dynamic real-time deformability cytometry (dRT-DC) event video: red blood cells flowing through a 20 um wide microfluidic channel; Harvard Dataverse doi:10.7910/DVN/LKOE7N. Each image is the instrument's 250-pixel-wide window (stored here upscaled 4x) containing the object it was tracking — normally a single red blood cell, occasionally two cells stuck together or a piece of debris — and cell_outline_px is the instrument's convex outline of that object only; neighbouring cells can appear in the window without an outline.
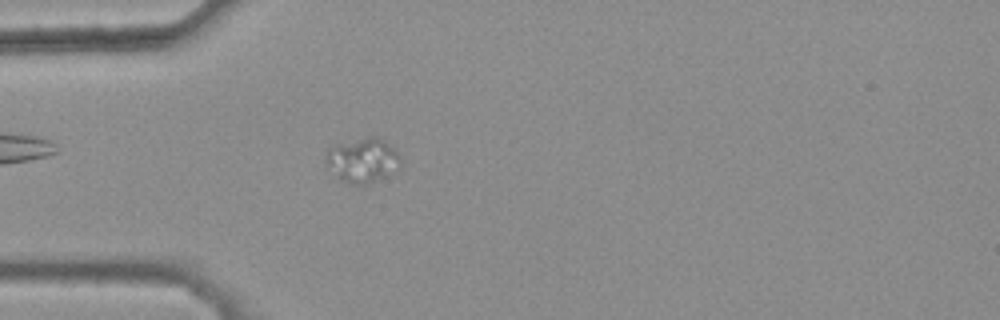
{"species": "common noctule bat (a hibernating species)", "species_latin": "Nyctalus noctula", "temperature_condition": "warm", "stored_images_in_passage": 46, "camera_frame_rate_fps": 3000, "um_per_image_px": 0.085, "animal": {"sex": "female", "body_mass_g": 25.1}, "frame": {"image": 1, "passage_image": 15, "time_ms": 4.667, "image_size_px": [1000, 320], "cell_outline_px": [[400, 168], [384, 176], [364, 184], [352, 184], [336, 176], [324, 164], [324, 156], [328, 148], [336, 144], [368, 136], [380, 136], [396, 152], [400, 160]], "centroid_in_image_um": [30.76, 13.58], "position_along_channel_um": 54.2, "area_um2": 19.25}}
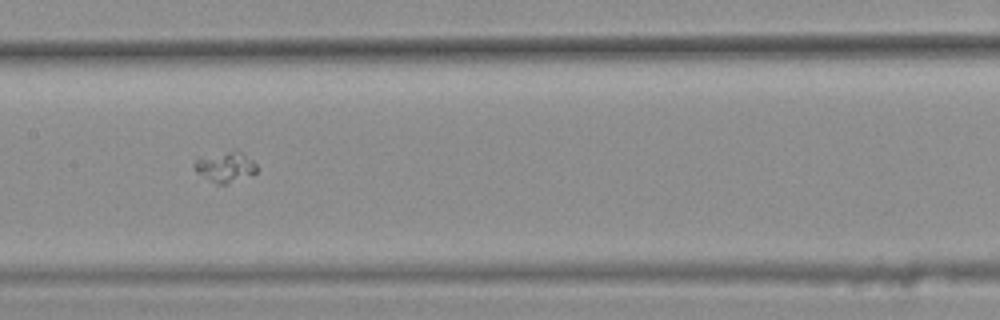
{"frame": {"image": 2, "passage_image": 26, "time_ms": 8.333, "image_size_px": [1000, 320], "cell_outline_px": [[256, 172], [228, 184], [216, 184], [196, 172], [192, 164], [196, 160], [236, 148], [252, 160], [256, 164]], "centroid_in_image_um": [19.15, 14.18], "position_along_channel_um": 188.2, "area_um2": 10.87}}
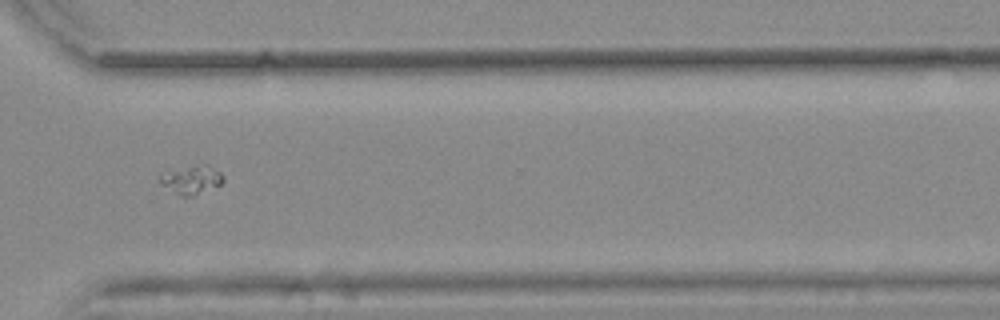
{"frame": {"image": 3, "passage_image": 39, "time_ms": 12.667, "image_size_px": [1000, 320], "cell_outline_px": [[224, 180], [220, 184], [188, 196], [180, 196], [160, 184], [160, 172], [208, 164], [220, 172], [224, 176]], "centroid_in_image_um": [16.24, 15.26], "position_along_channel_um": 354.4, "area_um2": 10.12}}